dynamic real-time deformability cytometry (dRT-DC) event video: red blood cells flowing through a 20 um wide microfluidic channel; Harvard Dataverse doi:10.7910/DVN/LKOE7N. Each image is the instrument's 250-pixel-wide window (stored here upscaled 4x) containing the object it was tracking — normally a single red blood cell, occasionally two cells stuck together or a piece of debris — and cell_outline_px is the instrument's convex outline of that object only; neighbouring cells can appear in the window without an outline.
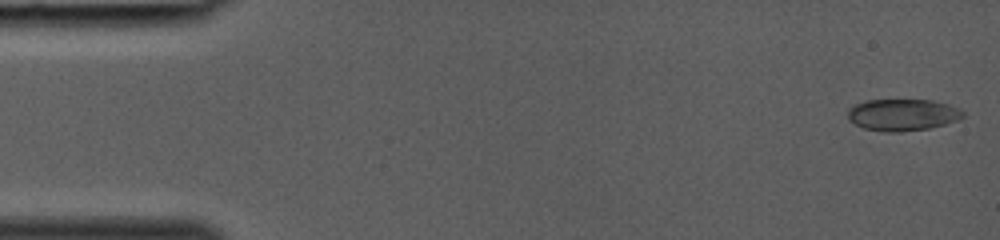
{"species": "common noctule bat (a hibernating species)", "species_latin": "Nyctalus noctula", "temperature_condition": "room temperature", "stored_images_in_passage": 39, "camera_frame_rate_fps": 3000, "um_per_image_px": 0.085, "animal": {"sex": "female", "body_mass_g": 19.0, "forearm_length_mm": 53.3}, "frame": {"image": 1, "passage_image": 1, "time_ms": 0.0, "image_size_px": [1000, 240], "cell_outline_px": [[964, 116], [956, 120], [944, 124], [928, 128], [900, 132], [884, 132], [864, 128], [848, 120], [848, 108], [856, 104], [868, 100], [932, 100], [948, 104], [960, 108], [964, 112]], "centroid_in_image_um": [76.71, 9.75], "position_along_channel_um": 8.3, "area_um2": 21.27}}
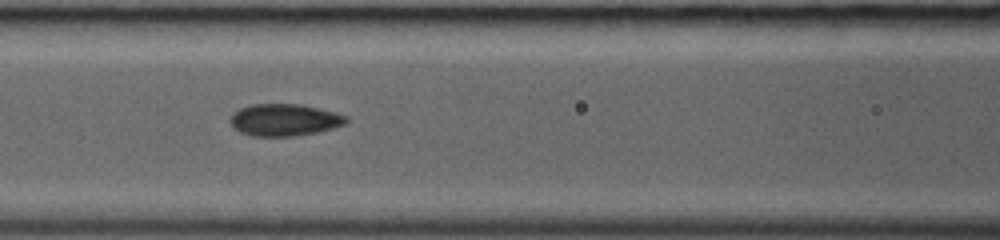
{"frame": {"image": 2, "passage_image": 17, "time_ms": 5.333, "image_size_px": [1000, 240], "cell_outline_px": [[348, 120], [344, 124], [332, 128], [316, 132], [296, 136], [252, 136], [240, 132], [228, 120], [232, 112], [240, 108], [252, 104], [300, 104], [336, 112], [348, 116]], "centroid_in_image_um": [24.16, 10.18], "position_along_channel_um": 142.4, "area_um2": 21.68}}
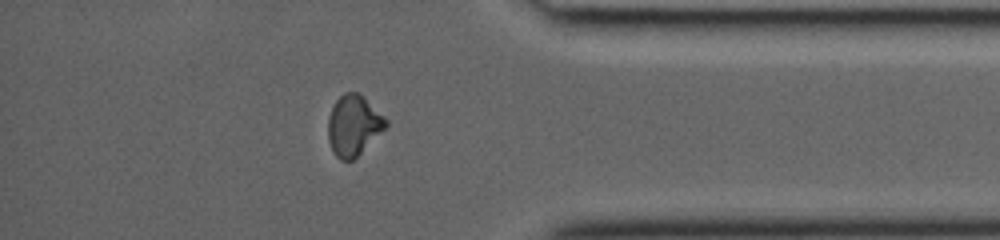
{"frame": {"image": 3, "passage_image": 33, "time_ms": 10.667, "image_size_px": [1000, 240], "cell_outline_px": [[388, 124], [352, 160], [340, 160], [336, 156], [328, 140], [328, 116], [336, 100], [344, 92], [356, 92], [364, 96], [388, 120]], "centroid_in_image_um": [30.03, 10.62], "position_along_channel_um": 405.2, "area_um2": 20.0}}